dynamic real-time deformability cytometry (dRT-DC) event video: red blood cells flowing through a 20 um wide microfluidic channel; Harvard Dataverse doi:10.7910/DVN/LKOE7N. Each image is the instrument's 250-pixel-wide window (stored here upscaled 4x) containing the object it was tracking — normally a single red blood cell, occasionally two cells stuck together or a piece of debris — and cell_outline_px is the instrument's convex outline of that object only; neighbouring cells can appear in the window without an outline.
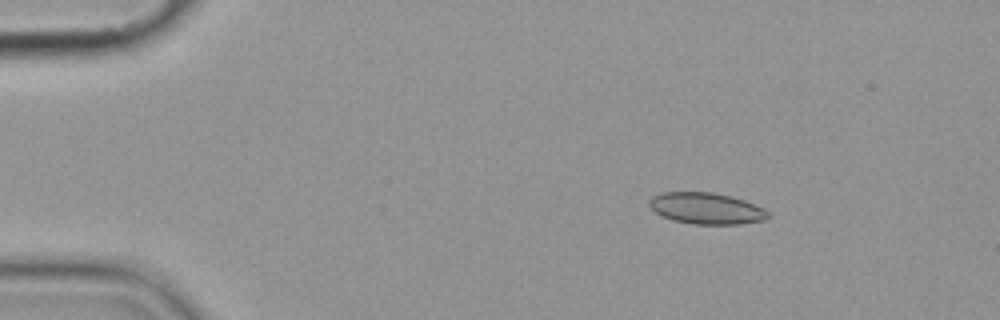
{"species": "common noctule bat (a hibernating species)", "species_latin": "Nyctalus noctula", "temperature_condition": "cold", "stored_images_in_passage": 5, "camera_frame_rate_fps": 3000, "um_per_image_px": 0.085, "animal": {"sex": "female", "body_mass_g": 19.9}, "frame": {"image": 1, "passage_image": 3, "time_ms": 2.333, "image_size_px": [1000, 320], "cell_outline_px": [[768, 216], [764, 220], [740, 224], [692, 224], [672, 220], [656, 212], [648, 204], [648, 200], [652, 196], [660, 192], [712, 192], [732, 196], [744, 200], [764, 208], [768, 212]], "centroid_in_image_um": [60.02, 17.7], "position_along_channel_um": 25.0, "area_um2": 21.73}}